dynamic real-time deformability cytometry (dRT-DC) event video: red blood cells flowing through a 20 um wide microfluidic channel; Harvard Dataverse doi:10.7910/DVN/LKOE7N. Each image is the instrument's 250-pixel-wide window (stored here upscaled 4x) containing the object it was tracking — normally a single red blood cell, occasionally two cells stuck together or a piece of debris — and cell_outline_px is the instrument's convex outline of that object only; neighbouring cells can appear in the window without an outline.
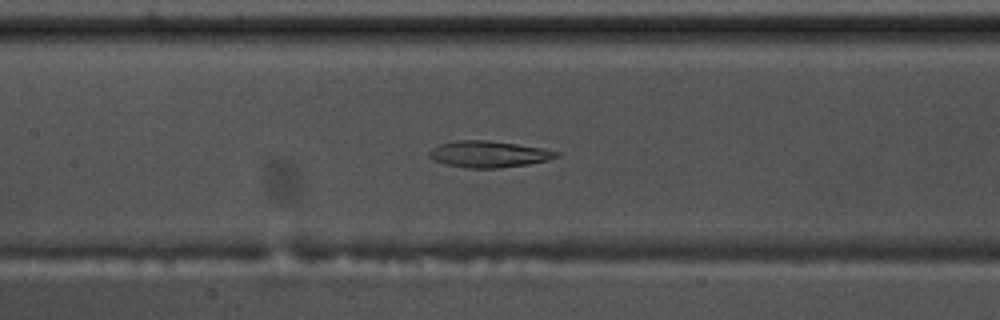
{"species": "common noctule bat (a hibernating species)", "species_latin": "Nyctalus noctula", "temperature_condition": "warm", "stored_images_in_passage": 56, "camera_frame_rate_fps": 3000, "um_per_image_px": 0.085, "animal": {"sex": "male", "body_mass_g": 17.5, "forearm_length_mm": 52.3}, "frame": {"image": 1, "passage_image": 26, "time_ms": 8.333, "image_size_px": [1000, 320], "cell_outline_px": [[560, 156], [548, 160], [528, 164], [496, 168], [468, 168], [444, 164], [432, 160], [428, 156], [428, 152], [432, 148], [440, 144], [456, 140], [488, 140], [544, 148], [560, 152]], "centroid_in_image_um": [41.52, 13.1], "position_along_channel_um": 165.9, "area_um2": 19.71}}
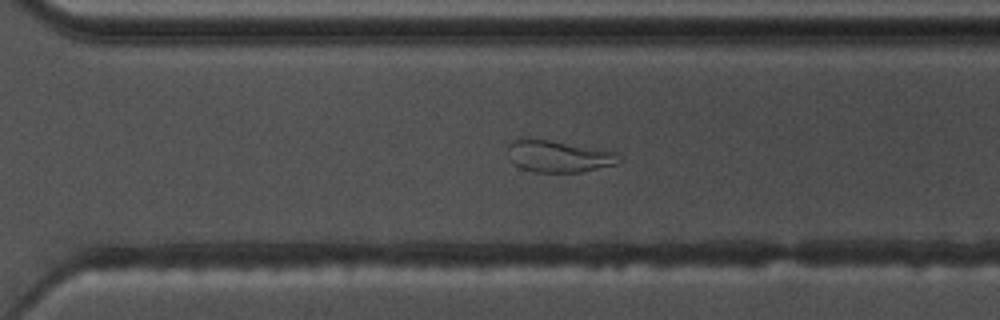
{"frame": {"image": 2, "passage_image": 39, "time_ms": 12.667, "image_size_px": [1000, 320], "cell_outline_px": [[624, 160], [616, 164], [580, 172], [536, 172], [520, 168], [512, 160], [508, 148], [508, 144], [512, 140], [528, 136], [616, 152]], "centroid_in_image_um": [47.47, 13.26], "position_along_channel_um": 323.1, "area_um2": 20.69}}
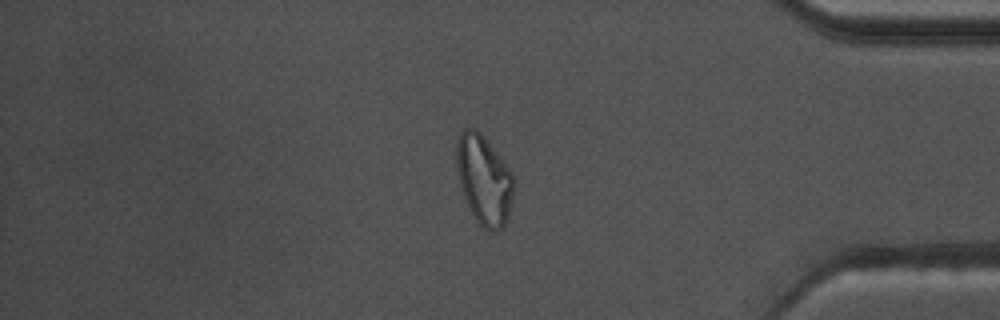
{"frame": {"image": 3, "passage_image": 47, "time_ms": 15.333, "image_size_px": [1000, 320], "cell_outline_px": [[512, 196], [508, 216], [504, 224], [500, 228], [492, 232], [484, 228], [476, 220], [464, 196], [460, 184], [456, 164], [456, 140], [460, 132], [464, 128], [476, 128], [484, 136], [512, 172]], "centroid_in_image_um": [41.11, 15.23], "position_along_channel_um": 394.1, "area_um2": 29.36}, "authors_computed_cell_mechanics": {"area_um2": 24.4783, "velocity_mm_per_s": 3.6427, "shape_relaxation_time_tau1_ms": null, "shape_relaxation_time_tau2_ms": 3.7052, "deformation_change_tau1": null, "deformation_change_tau2": 0.0965}}